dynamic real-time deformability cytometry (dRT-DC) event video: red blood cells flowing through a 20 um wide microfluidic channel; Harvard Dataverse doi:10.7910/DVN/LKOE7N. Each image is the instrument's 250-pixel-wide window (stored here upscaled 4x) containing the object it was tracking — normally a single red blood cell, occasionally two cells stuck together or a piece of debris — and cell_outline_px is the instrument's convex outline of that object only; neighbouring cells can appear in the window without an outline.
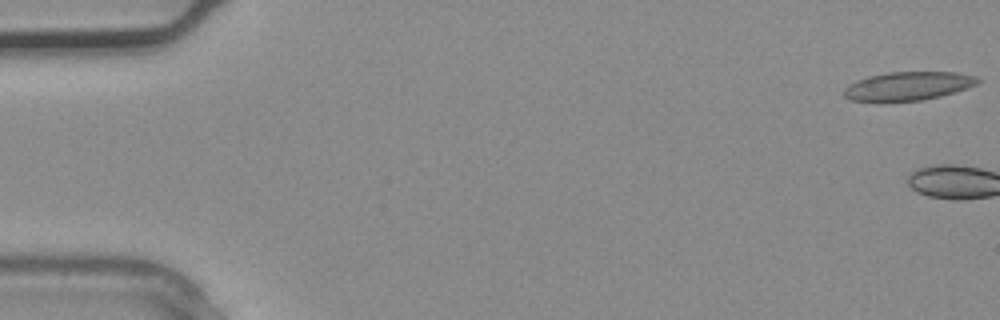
{"species": "common noctule bat (a hibernating species)", "species_latin": "Nyctalus noctula", "temperature_condition": "warm", "stored_images_in_passage": 4, "camera_frame_rate_fps": 3000, "um_per_image_px": 0.085, "animal": {"sex": "male", "body_mass_g": 20.4}, "frame": {"image": 1, "passage_image": 1, "time_ms": 0.0, "image_size_px": [1000, 320], "cell_outline_px": [[980, 80], [976, 84], [968, 88], [956, 92], [940, 96], [920, 100], [880, 104], [848, 100], [844, 96], [844, 88], [848, 84], [856, 80], [868, 76], [888, 72], [960, 72], [976, 76]], "centroid_in_image_um": [77.11, 7.35], "position_along_channel_um": 7.9, "area_um2": 23.12}}